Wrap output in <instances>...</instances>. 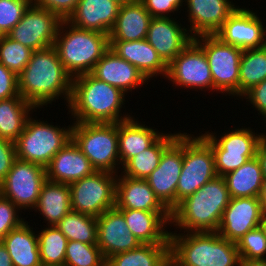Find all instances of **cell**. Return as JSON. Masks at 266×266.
Listing matches in <instances>:
<instances>
[{
  "label": "cell",
  "mask_w": 266,
  "mask_h": 266,
  "mask_svg": "<svg viewBox=\"0 0 266 266\" xmlns=\"http://www.w3.org/2000/svg\"><path fill=\"white\" fill-rule=\"evenodd\" d=\"M119 8L120 4L114 0H80L67 21L77 28L109 35Z\"/></svg>",
  "instance_id": "obj_23"
},
{
  "label": "cell",
  "mask_w": 266,
  "mask_h": 266,
  "mask_svg": "<svg viewBox=\"0 0 266 266\" xmlns=\"http://www.w3.org/2000/svg\"><path fill=\"white\" fill-rule=\"evenodd\" d=\"M16 159L15 143L0 138V183L6 178L12 163Z\"/></svg>",
  "instance_id": "obj_48"
},
{
  "label": "cell",
  "mask_w": 266,
  "mask_h": 266,
  "mask_svg": "<svg viewBox=\"0 0 266 266\" xmlns=\"http://www.w3.org/2000/svg\"><path fill=\"white\" fill-rule=\"evenodd\" d=\"M224 151L228 153L243 154L249 159L256 156V150L259 141L262 139V133H255L254 129L250 127L233 128L227 130L222 135L217 132L213 133L209 130L206 132Z\"/></svg>",
  "instance_id": "obj_34"
},
{
  "label": "cell",
  "mask_w": 266,
  "mask_h": 266,
  "mask_svg": "<svg viewBox=\"0 0 266 266\" xmlns=\"http://www.w3.org/2000/svg\"><path fill=\"white\" fill-rule=\"evenodd\" d=\"M264 121V123H266V118L263 120ZM266 126V125H265ZM265 132V130H263V133H262V138L264 139V140H266V132Z\"/></svg>",
  "instance_id": "obj_56"
},
{
  "label": "cell",
  "mask_w": 266,
  "mask_h": 266,
  "mask_svg": "<svg viewBox=\"0 0 266 266\" xmlns=\"http://www.w3.org/2000/svg\"><path fill=\"white\" fill-rule=\"evenodd\" d=\"M64 266H106V260L97 244L68 241Z\"/></svg>",
  "instance_id": "obj_38"
},
{
  "label": "cell",
  "mask_w": 266,
  "mask_h": 266,
  "mask_svg": "<svg viewBox=\"0 0 266 266\" xmlns=\"http://www.w3.org/2000/svg\"><path fill=\"white\" fill-rule=\"evenodd\" d=\"M266 80V49H244L239 68V99L253 86Z\"/></svg>",
  "instance_id": "obj_35"
},
{
  "label": "cell",
  "mask_w": 266,
  "mask_h": 266,
  "mask_svg": "<svg viewBox=\"0 0 266 266\" xmlns=\"http://www.w3.org/2000/svg\"><path fill=\"white\" fill-rule=\"evenodd\" d=\"M117 174L95 171L91 175L69 184L71 209L99 217L116 204Z\"/></svg>",
  "instance_id": "obj_10"
},
{
  "label": "cell",
  "mask_w": 266,
  "mask_h": 266,
  "mask_svg": "<svg viewBox=\"0 0 266 266\" xmlns=\"http://www.w3.org/2000/svg\"><path fill=\"white\" fill-rule=\"evenodd\" d=\"M183 166V133L163 151L159 166L146 181L155 196L171 212L176 207V189Z\"/></svg>",
  "instance_id": "obj_14"
},
{
  "label": "cell",
  "mask_w": 266,
  "mask_h": 266,
  "mask_svg": "<svg viewBox=\"0 0 266 266\" xmlns=\"http://www.w3.org/2000/svg\"><path fill=\"white\" fill-rule=\"evenodd\" d=\"M30 116L15 142L16 158L46 167L51 159L71 140L73 124L52 125Z\"/></svg>",
  "instance_id": "obj_7"
},
{
  "label": "cell",
  "mask_w": 266,
  "mask_h": 266,
  "mask_svg": "<svg viewBox=\"0 0 266 266\" xmlns=\"http://www.w3.org/2000/svg\"><path fill=\"white\" fill-rule=\"evenodd\" d=\"M146 40L168 65L193 40V37L188 28L177 21V16L176 18L152 17Z\"/></svg>",
  "instance_id": "obj_17"
},
{
  "label": "cell",
  "mask_w": 266,
  "mask_h": 266,
  "mask_svg": "<svg viewBox=\"0 0 266 266\" xmlns=\"http://www.w3.org/2000/svg\"><path fill=\"white\" fill-rule=\"evenodd\" d=\"M71 139L96 171L120 172L118 123L72 122ZM119 170V171H118Z\"/></svg>",
  "instance_id": "obj_6"
},
{
  "label": "cell",
  "mask_w": 266,
  "mask_h": 266,
  "mask_svg": "<svg viewBox=\"0 0 266 266\" xmlns=\"http://www.w3.org/2000/svg\"><path fill=\"white\" fill-rule=\"evenodd\" d=\"M141 244L128 229L124 215L116 206L97 217V246L105 260L117 253L135 249Z\"/></svg>",
  "instance_id": "obj_16"
},
{
  "label": "cell",
  "mask_w": 266,
  "mask_h": 266,
  "mask_svg": "<svg viewBox=\"0 0 266 266\" xmlns=\"http://www.w3.org/2000/svg\"><path fill=\"white\" fill-rule=\"evenodd\" d=\"M45 170L47 180L65 184L80 180L96 171L72 139L51 159Z\"/></svg>",
  "instance_id": "obj_22"
},
{
  "label": "cell",
  "mask_w": 266,
  "mask_h": 266,
  "mask_svg": "<svg viewBox=\"0 0 266 266\" xmlns=\"http://www.w3.org/2000/svg\"><path fill=\"white\" fill-rule=\"evenodd\" d=\"M145 125L133 116L118 122L120 169L129 159L151 147L164 134Z\"/></svg>",
  "instance_id": "obj_26"
},
{
  "label": "cell",
  "mask_w": 266,
  "mask_h": 266,
  "mask_svg": "<svg viewBox=\"0 0 266 266\" xmlns=\"http://www.w3.org/2000/svg\"><path fill=\"white\" fill-rule=\"evenodd\" d=\"M258 197L230 198L217 229L221 237L237 243L248 231L260 226Z\"/></svg>",
  "instance_id": "obj_19"
},
{
  "label": "cell",
  "mask_w": 266,
  "mask_h": 266,
  "mask_svg": "<svg viewBox=\"0 0 266 266\" xmlns=\"http://www.w3.org/2000/svg\"><path fill=\"white\" fill-rule=\"evenodd\" d=\"M139 1L144 5L146 10L149 12V14L152 17H172V15L174 14L177 15V13L181 12L180 9L185 4V0H139Z\"/></svg>",
  "instance_id": "obj_44"
},
{
  "label": "cell",
  "mask_w": 266,
  "mask_h": 266,
  "mask_svg": "<svg viewBox=\"0 0 266 266\" xmlns=\"http://www.w3.org/2000/svg\"><path fill=\"white\" fill-rule=\"evenodd\" d=\"M169 259L170 244H141L109 257L106 266H163Z\"/></svg>",
  "instance_id": "obj_33"
},
{
  "label": "cell",
  "mask_w": 266,
  "mask_h": 266,
  "mask_svg": "<svg viewBox=\"0 0 266 266\" xmlns=\"http://www.w3.org/2000/svg\"><path fill=\"white\" fill-rule=\"evenodd\" d=\"M151 19L152 16L139 0L120 5L115 24L108 35L109 41L146 39Z\"/></svg>",
  "instance_id": "obj_27"
},
{
  "label": "cell",
  "mask_w": 266,
  "mask_h": 266,
  "mask_svg": "<svg viewBox=\"0 0 266 266\" xmlns=\"http://www.w3.org/2000/svg\"><path fill=\"white\" fill-rule=\"evenodd\" d=\"M264 47L266 49V26H265V33H264Z\"/></svg>",
  "instance_id": "obj_57"
},
{
  "label": "cell",
  "mask_w": 266,
  "mask_h": 266,
  "mask_svg": "<svg viewBox=\"0 0 266 266\" xmlns=\"http://www.w3.org/2000/svg\"><path fill=\"white\" fill-rule=\"evenodd\" d=\"M116 1L117 3H119L120 5H123V4H127V3H130L132 1H135V0H114Z\"/></svg>",
  "instance_id": "obj_54"
},
{
  "label": "cell",
  "mask_w": 266,
  "mask_h": 266,
  "mask_svg": "<svg viewBox=\"0 0 266 266\" xmlns=\"http://www.w3.org/2000/svg\"><path fill=\"white\" fill-rule=\"evenodd\" d=\"M222 177L225 179L230 198L258 197L264 183L256 156Z\"/></svg>",
  "instance_id": "obj_31"
},
{
  "label": "cell",
  "mask_w": 266,
  "mask_h": 266,
  "mask_svg": "<svg viewBox=\"0 0 266 266\" xmlns=\"http://www.w3.org/2000/svg\"><path fill=\"white\" fill-rule=\"evenodd\" d=\"M32 0H0V34L7 35L22 19Z\"/></svg>",
  "instance_id": "obj_42"
},
{
  "label": "cell",
  "mask_w": 266,
  "mask_h": 266,
  "mask_svg": "<svg viewBox=\"0 0 266 266\" xmlns=\"http://www.w3.org/2000/svg\"><path fill=\"white\" fill-rule=\"evenodd\" d=\"M54 47L72 78L91 73L95 64L109 49V36L98 31L80 29L62 20Z\"/></svg>",
  "instance_id": "obj_5"
},
{
  "label": "cell",
  "mask_w": 266,
  "mask_h": 266,
  "mask_svg": "<svg viewBox=\"0 0 266 266\" xmlns=\"http://www.w3.org/2000/svg\"><path fill=\"white\" fill-rule=\"evenodd\" d=\"M68 239L97 244V217L71 210L55 225Z\"/></svg>",
  "instance_id": "obj_36"
},
{
  "label": "cell",
  "mask_w": 266,
  "mask_h": 266,
  "mask_svg": "<svg viewBox=\"0 0 266 266\" xmlns=\"http://www.w3.org/2000/svg\"><path fill=\"white\" fill-rule=\"evenodd\" d=\"M36 111L21 96L0 100V138L15 143L23 132L27 119Z\"/></svg>",
  "instance_id": "obj_30"
},
{
  "label": "cell",
  "mask_w": 266,
  "mask_h": 266,
  "mask_svg": "<svg viewBox=\"0 0 266 266\" xmlns=\"http://www.w3.org/2000/svg\"><path fill=\"white\" fill-rule=\"evenodd\" d=\"M260 227L262 228V230L266 236V214L261 215Z\"/></svg>",
  "instance_id": "obj_53"
},
{
  "label": "cell",
  "mask_w": 266,
  "mask_h": 266,
  "mask_svg": "<svg viewBox=\"0 0 266 266\" xmlns=\"http://www.w3.org/2000/svg\"><path fill=\"white\" fill-rule=\"evenodd\" d=\"M260 209L262 214H266V181L262 184L260 193L258 195Z\"/></svg>",
  "instance_id": "obj_51"
},
{
  "label": "cell",
  "mask_w": 266,
  "mask_h": 266,
  "mask_svg": "<svg viewBox=\"0 0 266 266\" xmlns=\"http://www.w3.org/2000/svg\"><path fill=\"white\" fill-rule=\"evenodd\" d=\"M169 133H164L151 147L129 159L122 166L120 173L131 178L147 179L159 166L163 151L176 139L180 132Z\"/></svg>",
  "instance_id": "obj_32"
},
{
  "label": "cell",
  "mask_w": 266,
  "mask_h": 266,
  "mask_svg": "<svg viewBox=\"0 0 266 266\" xmlns=\"http://www.w3.org/2000/svg\"><path fill=\"white\" fill-rule=\"evenodd\" d=\"M184 7L189 23L186 26L195 38L215 35L238 6L232 0H185Z\"/></svg>",
  "instance_id": "obj_18"
},
{
  "label": "cell",
  "mask_w": 266,
  "mask_h": 266,
  "mask_svg": "<svg viewBox=\"0 0 266 266\" xmlns=\"http://www.w3.org/2000/svg\"><path fill=\"white\" fill-rule=\"evenodd\" d=\"M236 244L240 259L266 260V236L260 226L248 231Z\"/></svg>",
  "instance_id": "obj_40"
},
{
  "label": "cell",
  "mask_w": 266,
  "mask_h": 266,
  "mask_svg": "<svg viewBox=\"0 0 266 266\" xmlns=\"http://www.w3.org/2000/svg\"><path fill=\"white\" fill-rule=\"evenodd\" d=\"M72 81L56 48L51 46L33 51L28 64L18 75L19 95L36 109L48 107L61 97L67 104L71 97Z\"/></svg>",
  "instance_id": "obj_1"
},
{
  "label": "cell",
  "mask_w": 266,
  "mask_h": 266,
  "mask_svg": "<svg viewBox=\"0 0 266 266\" xmlns=\"http://www.w3.org/2000/svg\"><path fill=\"white\" fill-rule=\"evenodd\" d=\"M175 88L213 91V79L204 50L192 40L168 65L166 78ZM199 88V89H198Z\"/></svg>",
  "instance_id": "obj_12"
},
{
  "label": "cell",
  "mask_w": 266,
  "mask_h": 266,
  "mask_svg": "<svg viewBox=\"0 0 266 266\" xmlns=\"http://www.w3.org/2000/svg\"><path fill=\"white\" fill-rule=\"evenodd\" d=\"M91 74L97 79L119 88L123 93L150 82L134 65L119 57L110 47L95 64ZM142 85V86H141Z\"/></svg>",
  "instance_id": "obj_20"
},
{
  "label": "cell",
  "mask_w": 266,
  "mask_h": 266,
  "mask_svg": "<svg viewBox=\"0 0 266 266\" xmlns=\"http://www.w3.org/2000/svg\"><path fill=\"white\" fill-rule=\"evenodd\" d=\"M42 266H64L68 239L56 226L37 230Z\"/></svg>",
  "instance_id": "obj_37"
},
{
  "label": "cell",
  "mask_w": 266,
  "mask_h": 266,
  "mask_svg": "<svg viewBox=\"0 0 266 266\" xmlns=\"http://www.w3.org/2000/svg\"><path fill=\"white\" fill-rule=\"evenodd\" d=\"M33 50L7 35L0 38V63L5 65L17 76L24 70L31 59Z\"/></svg>",
  "instance_id": "obj_39"
},
{
  "label": "cell",
  "mask_w": 266,
  "mask_h": 266,
  "mask_svg": "<svg viewBox=\"0 0 266 266\" xmlns=\"http://www.w3.org/2000/svg\"><path fill=\"white\" fill-rule=\"evenodd\" d=\"M170 258L175 266H239L235 242L217 231L170 232Z\"/></svg>",
  "instance_id": "obj_4"
},
{
  "label": "cell",
  "mask_w": 266,
  "mask_h": 266,
  "mask_svg": "<svg viewBox=\"0 0 266 266\" xmlns=\"http://www.w3.org/2000/svg\"><path fill=\"white\" fill-rule=\"evenodd\" d=\"M256 158L260 163L263 179L266 181V140L263 138L258 143Z\"/></svg>",
  "instance_id": "obj_49"
},
{
  "label": "cell",
  "mask_w": 266,
  "mask_h": 266,
  "mask_svg": "<svg viewBox=\"0 0 266 266\" xmlns=\"http://www.w3.org/2000/svg\"><path fill=\"white\" fill-rule=\"evenodd\" d=\"M110 48L122 59L140 70L148 80L159 75L166 78L167 65L146 40L109 41Z\"/></svg>",
  "instance_id": "obj_24"
},
{
  "label": "cell",
  "mask_w": 266,
  "mask_h": 266,
  "mask_svg": "<svg viewBox=\"0 0 266 266\" xmlns=\"http://www.w3.org/2000/svg\"><path fill=\"white\" fill-rule=\"evenodd\" d=\"M229 201L225 179L217 176L182 200L171 211L170 224L176 231L170 232H178L179 229V232L217 231Z\"/></svg>",
  "instance_id": "obj_3"
},
{
  "label": "cell",
  "mask_w": 266,
  "mask_h": 266,
  "mask_svg": "<svg viewBox=\"0 0 266 266\" xmlns=\"http://www.w3.org/2000/svg\"><path fill=\"white\" fill-rule=\"evenodd\" d=\"M21 211L12 201L0 194V241L25 220L19 215ZM22 217V218H21Z\"/></svg>",
  "instance_id": "obj_43"
},
{
  "label": "cell",
  "mask_w": 266,
  "mask_h": 266,
  "mask_svg": "<svg viewBox=\"0 0 266 266\" xmlns=\"http://www.w3.org/2000/svg\"><path fill=\"white\" fill-rule=\"evenodd\" d=\"M69 184L46 180L40 190L37 204L33 208L45 220L46 226H55L71 209Z\"/></svg>",
  "instance_id": "obj_29"
},
{
  "label": "cell",
  "mask_w": 266,
  "mask_h": 266,
  "mask_svg": "<svg viewBox=\"0 0 266 266\" xmlns=\"http://www.w3.org/2000/svg\"><path fill=\"white\" fill-rule=\"evenodd\" d=\"M257 16V11L238 7L223 23L215 34L223 43L241 49L260 48L264 46L265 24Z\"/></svg>",
  "instance_id": "obj_15"
},
{
  "label": "cell",
  "mask_w": 266,
  "mask_h": 266,
  "mask_svg": "<svg viewBox=\"0 0 266 266\" xmlns=\"http://www.w3.org/2000/svg\"><path fill=\"white\" fill-rule=\"evenodd\" d=\"M24 221L12 229L1 242L10 255L13 266H42L37 232Z\"/></svg>",
  "instance_id": "obj_28"
},
{
  "label": "cell",
  "mask_w": 266,
  "mask_h": 266,
  "mask_svg": "<svg viewBox=\"0 0 266 266\" xmlns=\"http://www.w3.org/2000/svg\"><path fill=\"white\" fill-rule=\"evenodd\" d=\"M239 266H266V260H244L240 259Z\"/></svg>",
  "instance_id": "obj_52"
},
{
  "label": "cell",
  "mask_w": 266,
  "mask_h": 266,
  "mask_svg": "<svg viewBox=\"0 0 266 266\" xmlns=\"http://www.w3.org/2000/svg\"><path fill=\"white\" fill-rule=\"evenodd\" d=\"M46 180L45 167L16 158L6 178L0 183V194L21 211H31L37 204L41 187Z\"/></svg>",
  "instance_id": "obj_11"
},
{
  "label": "cell",
  "mask_w": 266,
  "mask_h": 266,
  "mask_svg": "<svg viewBox=\"0 0 266 266\" xmlns=\"http://www.w3.org/2000/svg\"><path fill=\"white\" fill-rule=\"evenodd\" d=\"M125 96L119 88L87 73L73 78L71 97L66 106L73 122L118 123L134 116L121 112L125 108Z\"/></svg>",
  "instance_id": "obj_2"
},
{
  "label": "cell",
  "mask_w": 266,
  "mask_h": 266,
  "mask_svg": "<svg viewBox=\"0 0 266 266\" xmlns=\"http://www.w3.org/2000/svg\"><path fill=\"white\" fill-rule=\"evenodd\" d=\"M117 175L116 204L118 209L169 211L155 196L146 179Z\"/></svg>",
  "instance_id": "obj_25"
},
{
  "label": "cell",
  "mask_w": 266,
  "mask_h": 266,
  "mask_svg": "<svg viewBox=\"0 0 266 266\" xmlns=\"http://www.w3.org/2000/svg\"><path fill=\"white\" fill-rule=\"evenodd\" d=\"M163 266H175L173 260L170 258Z\"/></svg>",
  "instance_id": "obj_55"
},
{
  "label": "cell",
  "mask_w": 266,
  "mask_h": 266,
  "mask_svg": "<svg viewBox=\"0 0 266 266\" xmlns=\"http://www.w3.org/2000/svg\"><path fill=\"white\" fill-rule=\"evenodd\" d=\"M0 266H13L10 255L1 241H0Z\"/></svg>",
  "instance_id": "obj_50"
},
{
  "label": "cell",
  "mask_w": 266,
  "mask_h": 266,
  "mask_svg": "<svg viewBox=\"0 0 266 266\" xmlns=\"http://www.w3.org/2000/svg\"><path fill=\"white\" fill-rule=\"evenodd\" d=\"M218 175L211 146L199 135L183 132V166L176 189V206Z\"/></svg>",
  "instance_id": "obj_8"
},
{
  "label": "cell",
  "mask_w": 266,
  "mask_h": 266,
  "mask_svg": "<svg viewBox=\"0 0 266 266\" xmlns=\"http://www.w3.org/2000/svg\"><path fill=\"white\" fill-rule=\"evenodd\" d=\"M61 22L54 13L31 3L7 36L33 51L42 50L54 46Z\"/></svg>",
  "instance_id": "obj_13"
},
{
  "label": "cell",
  "mask_w": 266,
  "mask_h": 266,
  "mask_svg": "<svg viewBox=\"0 0 266 266\" xmlns=\"http://www.w3.org/2000/svg\"><path fill=\"white\" fill-rule=\"evenodd\" d=\"M240 99H246L248 104L250 103L252 108L262 114V120L266 118V80L253 86L248 90Z\"/></svg>",
  "instance_id": "obj_47"
},
{
  "label": "cell",
  "mask_w": 266,
  "mask_h": 266,
  "mask_svg": "<svg viewBox=\"0 0 266 266\" xmlns=\"http://www.w3.org/2000/svg\"><path fill=\"white\" fill-rule=\"evenodd\" d=\"M199 135L211 146L215 157V169L218 176L238 169L248 160L247 156L243 154L228 153L224 151L205 131Z\"/></svg>",
  "instance_id": "obj_41"
},
{
  "label": "cell",
  "mask_w": 266,
  "mask_h": 266,
  "mask_svg": "<svg viewBox=\"0 0 266 266\" xmlns=\"http://www.w3.org/2000/svg\"><path fill=\"white\" fill-rule=\"evenodd\" d=\"M19 95L18 76L0 63V100Z\"/></svg>",
  "instance_id": "obj_46"
},
{
  "label": "cell",
  "mask_w": 266,
  "mask_h": 266,
  "mask_svg": "<svg viewBox=\"0 0 266 266\" xmlns=\"http://www.w3.org/2000/svg\"><path fill=\"white\" fill-rule=\"evenodd\" d=\"M79 1L80 0H32V3L37 7L44 8L54 13L61 20H68L74 13Z\"/></svg>",
  "instance_id": "obj_45"
},
{
  "label": "cell",
  "mask_w": 266,
  "mask_h": 266,
  "mask_svg": "<svg viewBox=\"0 0 266 266\" xmlns=\"http://www.w3.org/2000/svg\"><path fill=\"white\" fill-rule=\"evenodd\" d=\"M193 40L205 52L213 79L214 92L238 99L239 68L243 49L225 44L215 35H201Z\"/></svg>",
  "instance_id": "obj_9"
},
{
  "label": "cell",
  "mask_w": 266,
  "mask_h": 266,
  "mask_svg": "<svg viewBox=\"0 0 266 266\" xmlns=\"http://www.w3.org/2000/svg\"><path fill=\"white\" fill-rule=\"evenodd\" d=\"M126 220L130 232L142 244H170V211H144L119 209Z\"/></svg>",
  "instance_id": "obj_21"
}]
</instances>
